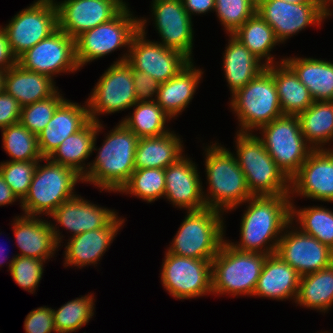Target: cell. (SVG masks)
<instances>
[{"label": "cell", "instance_id": "1", "mask_svg": "<svg viewBox=\"0 0 333 333\" xmlns=\"http://www.w3.org/2000/svg\"><path fill=\"white\" fill-rule=\"evenodd\" d=\"M241 217L240 239L228 243L243 252L274 254L285 227L291 222L290 195L252 196Z\"/></svg>", "mask_w": 333, "mask_h": 333}, {"label": "cell", "instance_id": "2", "mask_svg": "<svg viewBox=\"0 0 333 333\" xmlns=\"http://www.w3.org/2000/svg\"><path fill=\"white\" fill-rule=\"evenodd\" d=\"M117 124L106 134L102 146L97 149V135L105 127L103 123H98L92 150L98 152L82 177L84 183L95 185L101 189L100 192L118 193L135 170L134 160L139 138L121 121Z\"/></svg>", "mask_w": 333, "mask_h": 333}, {"label": "cell", "instance_id": "3", "mask_svg": "<svg viewBox=\"0 0 333 333\" xmlns=\"http://www.w3.org/2000/svg\"><path fill=\"white\" fill-rule=\"evenodd\" d=\"M205 172L209 187L203 192L206 207L222 213L235 210L252 197L246 177L238 165L237 159L221 143L204 147Z\"/></svg>", "mask_w": 333, "mask_h": 333}, {"label": "cell", "instance_id": "4", "mask_svg": "<svg viewBox=\"0 0 333 333\" xmlns=\"http://www.w3.org/2000/svg\"><path fill=\"white\" fill-rule=\"evenodd\" d=\"M43 161L47 163L40 164ZM80 181L83 183L82 176L72 168L43 158L36 166L27 195L19 202L23 215L49 218L63 202L77 195L74 187Z\"/></svg>", "mask_w": 333, "mask_h": 333}, {"label": "cell", "instance_id": "5", "mask_svg": "<svg viewBox=\"0 0 333 333\" xmlns=\"http://www.w3.org/2000/svg\"><path fill=\"white\" fill-rule=\"evenodd\" d=\"M186 213L166 251L187 258L212 260L226 239L224 213L209 207Z\"/></svg>", "mask_w": 333, "mask_h": 333}, {"label": "cell", "instance_id": "6", "mask_svg": "<svg viewBox=\"0 0 333 333\" xmlns=\"http://www.w3.org/2000/svg\"><path fill=\"white\" fill-rule=\"evenodd\" d=\"M234 154L252 196L290 195V179L277 166L254 133L235 135Z\"/></svg>", "mask_w": 333, "mask_h": 333}, {"label": "cell", "instance_id": "7", "mask_svg": "<svg viewBox=\"0 0 333 333\" xmlns=\"http://www.w3.org/2000/svg\"><path fill=\"white\" fill-rule=\"evenodd\" d=\"M266 257L239 251L226 239L212 259V294L253 297Z\"/></svg>", "mask_w": 333, "mask_h": 333}, {"label": "cell", "instance_id": "8", "mask_svg": "<svg viewBox=\"0 0 333 333\" xmlns=\"http://www.w3.org/2000/svg\"><path fill=\"white\" fill-rule=\"evenodd\" d=\"M230 98V108L236 113L237 132L240 133L258 131L283 115L274 78L267 68Z\"/></svg>", "mask_w": 333, "mask_h": 333}, {"label": "cell", "instance_id": "9", "mask_svg": "<svg viewBox=\"0 0 333 333\" xmlns=\"http://www.w3.org/2000/svg\"><path fill=\"white\" fill-rule=\"evenodd\" d=\"M138 31L139 18L133 15L127 4L114 18L83 32L75 39L79 68L122 47H127V51L114 63L127 61L131 40Z\"/></svg>", "mask_w": 333, "mask_h": 333}, {"label": "cell", "instance_id": "10", "mask_svg": "<svg viewBox=\"0 0 333 333\" xmlns=\"http://www.w3.org/2000/svg\"><path fill=\"white\" fill-rule=\"evenodd\" d=\"M257 137L284 174L291 179L313 149L306 142L297 115H282L260 127Z\"/></svg>", "mask_w": 333, "mask_h": 333}, {"label": "cell", "instance_id": "11", "mask_svg": "<svg viewBox=\"0 0 333 333\" xmlns=\"http://www.w3.org/2000/svg\"><path fill=\"white\" fill-rule=\"evenodd\" d=\"M5 30L12 54L16 59L58 29V10L55 0H36L19 11Z\"/></svg>", "mask_w": 333, "mask_h": 333}, {"label": "cell", "instance_id": "12", "mask_svg": "<svg viewBox=\"0 0 333 333\" xmlns=\"http://www.w3.org/2000/svg\"><path fill=\"white\" fill-rule=\"evenodd\" d=\"M161 282L175 299L199 298L212 294V260L193 259L165 252Z\"/></svg>", "mask_w": 333, "mask_h": 333}, {"label": "cell", "instance_id": "13", "mask_svg": "<svg viewBox=\"0 0 333 333\" xmlns=\"http://www.w3.org/2000/svg\"><path fill=\"white\" fill-rule=\"evenodd\" d=\"M147 21L148 18H139V31L131 40L127 62L161 84L177 75L191 60L181 52L146 39Z\"/></svg>", "mask_w": 333, "mask_h": 333}, {"label": "cell", "instance_id": "14", "mask_svg": "<svg viewBox=\"0 0 333 333\" xmlns=\"http://www.w3.org/2000/svg\"><path fill=\"white\" fill-rule=\"evenodd\" d=\"M90 120L99 115L130 109L136 102L132 67L127 62L113 63L104 71L87 99Z\"/></svg>", "mask_w": 333, "mask_h": 333}, {"label": "cell", "instance_id": "15", "mask_svg": "<svg viewBox=\"0 0 333 333\" xmlns=\"http://www.w3.org/2000/svg\"><path fill=\"white\" fill-rule=\"evenodd\" d=\"M17 64L53 80L56 74L75 73L80 69L76 61L75 39L59 28L19 56Z\"/></svg>", "mask_w": 333, "mask_h": 333}, {"label": "cell", "instance_id": "16", "mask_svg": "<svg viewBox=\"0 0 333 333\" xmlns=\"http://www.w3.org/2000/svg\"><path fill=\"white\" fill-rule=\"evenodd\" d=\"M256 12L272 27L282 44L310 25L320 26L329 17L321 3L295 4L284 0H257Z\"/></svg>", "mask_w": 333, "mask_h": 333}, {"label": "cell", "instance_id": "17", "mask_svg": "<svg viewBox=\"0 0 333 333\" xmlns=\"http://www.w3.org/2000/svg\"><path fill=\"white\" fill-rule=\"evenodd\" d=\"M290 222L284 229L276 254L300 276L311 274L333 264V250L315 237L301 232Z\"/></svg>", "mask_w": 333, "mask_h": 333}, {"label": "cell", "instance_id": "18", "mask_svg": "<svg viewBox=\"0 0 333 333\" xmlns=\"http://www.w3.org/2000/svg\"><path fill=\"white\" fill-rule=\"evenodd\" d=\"M58 28L73 39L114 18L127 3L123 0L56 1Z\"/></svg>", "mask_w": 333, "mask_h": 333}, {"label": "cell", "instance_id": "19", "mask_svg": "<svg viewBox=\"0 0 333 333\" xmlns=\"http://www.w3.org/2000/svg\"><path fill=\"white\" fill-rule=\"evenodd\" d=\"M152 20L161 43L174 49L193 61V23L183 7L182 0H152Z\"/></svg>", "mask_w": 333, "mask_h": 333}, {"label": "cell", "instance_id": "20", "mask_svg": "<svg viewBox=\"0 0 333 333\" xmlns=\"http://www.w3.org/2000/svg\"><path fill=\"white\" fill-rule=\"evenodd\" d=\"M117 213L114 209L101 207L77 194L72 199L63 202L49 216L56 223L53 224L51 220L49 221L56 243L61 247L64 236L61 235L59 227H57L58 224L72 234L70 237H74L107 226L118 215Z\"/></svg>", "mask_w": 333, "mask_h": 333}, {"label": "cell", "instance_id": "21", "mask_svg": "<svg viewBox=\"0 0 333 333\" xmlns=\"http://www.w3.org/2000/svg\"><path fill=\"white\" fill-rule=\"evenodd\" d=\"M292 195V196H291ZM294 195L333 203V151L313 150L290 179V198Z\"/></svg>", "mask_w": 333, "mask_h": 333}, {"label": "cell", "instance_id": "22", "mask_svg": "<svg viewBox=\"0 0 333 333\" xmlns=\"http://www.w3.org/2000/svg\"><path fill=\"white\" fill-rule=\"evenodd\" d=\"M164 198L180 209L200 210L206 207L203 184L195 162L183 155L164 169Z\"/></svg>", "mask_w": 333, "mask_h": 333}, {"label": "cell", "instance_id": "23", "mask_svg": "<svg viewBox=\"0 0 333 333\" xmlns=\"http://www.w3.org/2000/svg\"><path fill=\"white\" fill-rule=\"evenodd\" d=\"M124 222L125 219L117 215L103 228L70 237L65 246L64 267L76 266L81 269L91 264L95 267L113 243Z\"/></svg>", "mask_w": 333, "mask_h": 333}, {"label": "cell", "instance_id": "24", "mask_svg": "<svg viewBox=\"0 0 333 333\" xmlns=\"http://www.w3.org/2000/svg\"><path fill=\"white\" fill-rule=\"evenodd\" d=\"M65 99L56 109L46 127L37 135L38 148L48 158L70 135L82 129L89 121L88 105Z\"/></svg>", "mask_w": 333, "mask_h": 333}, {"label": "cell", "instance_id": "25", "mask_svg": "<svg viewBox=\"0 0 333 333\" xmlns=\"http://www.w3.org/2000/svg\"><path fill=\"white\" fill-rule=\"evenodd\" d=\"M19 216H15L12 224L17 247L21 251L17 256L49 261L59 248L50 221L39 216Z\"/></svg>", "mask_w": 333, "mask_h": 333}, {"label": "cell", "instance_id": "26", "mask_svg": "<svg viewBox=\"0 0 333 333\" xmlns=\"http://www.w3.org/2000/svg\"><path fill=\"white\" fill-rule=\"evenodd\" d=\"M301 276L278 254L267 255L254 296L295 302Z\"/></svg>", "mask_w": 333, "mask_h": 333}, {"label": "cell", "instance_id": "27", "mask_svg": "<svg viewBox=\"0 0 333 333\" xmlns=\"http://www.w3.org/2000/svg\"><path fill=\"white\" fill-rule=\"evenodd\" d=\"M204 71L191 61L168 81L159 85L156 103L174 119L188 107L203 78Z\"/></svg>", "mask_w": 333, "mask_h": 333}, {"label": "cell", "instance_id": "28", "mask_svg": "<svg viewBox=\"0 0 333 333\" xmlns=\"http://www.w3.org/2000/svg\"><path fill=\"white\" fill-rule=\"evenodd\" d=\"M55 84L48 75L26 70L17 63L6 71L4 77V90L21 107L52 96L58 90Z\"/></svg>", "mask_w": 333, "mask_h": 333}, {"label": "cell", "instance_id": "29", "mask_svg": "<svg viewBox=\"0 0 333 333\" xmlns=\"http://www.w3.org/2000/svg\"><path fill=\"white\" fill-rule=\"evenodd\" d=\"M223 53V69L231 94L253 80L266 65L232 34Z\"/></svg>", "mask_w": 333, "mask_h": 333}, {"label": "cell", "instance_id": "30", "mask_svg": "<svg viewBox=\"0 0 333 333\" xmlns=\"http://www.w3.org/2000/svg\"><path fill=\"white\" fill-rule=\"evenodd\" d=\"M182 143L174 131L159 137L140 138L135 152V169H166L184 155Z\"/></svg>", "mask_w": 333, "mask_h": 333}, {"label": "cell", "instance_id": "31", "mask_svg": "<svg viewBox=\"0 0 333 333\" xmlns=\"http://www.w3.org/2000/svg\"><path fill=\"white\" fill-rule=\"evenodd\" d=\"M284 61L308 88L314 101H333V62L297 56H287Z\"/></svg>", "mask_w": 333, "mask_h": 333}, {"label": "cell", "instance_id": "32", "mask_svg": "<svg viewBox=\"0 0 333 333\" xmlns=\"http://www.w3.org/2000/svg\"><path fill=\"white\" fill-rule=\"evenodd\" d=\"M266 68L274 78L283 115H298L313 104L308 88L285 61Z\"/></svg>", "mask_w": 333, "mask_h": 333}, {"label": "cell", "instance_id": "33", "mask_svg": "<svg viewBox=\"0 0 333 333\" xmlns=\"http://www.w3.org/2000/svg\"><path fill=\"white\" fill-rule=\"evenodd\" d=\"M98 130V123L90 120L82 129L70 135L48 157L56 164L64 165L75 170L82 177L87 173L91 162L88 161L93 153V143Z\"/></svg>", "mask_w": 333, "mask_h": 333}, {"label": "cell", "instance_id": "34", "mask_svg": "<svg viewBox=\"0 0 333 333\" xmlns=\"http://www.w3.org/2000/svg\"><path fill=\"white\" fill-rule=\"evenodd\" d=\"M297 117L301 132L313 150H331L325 145L330 146L333 141V101H314Z\"/></svg>", "mask_w": 333, "mask_h": 333}, {"label": "cell", "instance_id": "35", "mask_svg": "<svg viewBox=\"0 0 333 333\" xmlns=\"http://www.w3.org/2000/svg\"><path fill=\"white\" fill-rule=\"evenodd\" d=\"M232 35L262 62L264 60L266 66L283 62L285 59L283 57L277 62L274 60L276 58L270 52L281 43L277 40L272 27L257 12Z\"/></svg>", "mask_w": 333, "mask_h": 333}, {"label": "cell", "instance_id": "36", "mask_svg": "<svg viewBox=\"0 0 333 333\" xmlns=\"http://www.w3.org/2000/svg\"><path fill=\"white\" fill-rule=\"evenodd\" d=\"M295 303L323 313L333 306V264L301 276Z\"/></svg>", "mask_w": 333, "mask_h": 333}, {"label": "cell", "instance_id": "37", "mask_svg": "<svg viewBox=\"0 0 333 333\" xmlns=\"http://www.w3.org/2000/svg\"><path fill=\"white\" fill-rule=\"evenodd\" d=\"M132 107V114L129 113L121 122L139 139L159 137L171 131L165 125L172 118L156 101L136 102Z\"/></svg>", "mask_w": 333, "mask_h": 333}, {"label": "cell", "instance_id": "38", "mask_svg": "<svg viewBox=\"0 0 333 333\" xmlns=\"http://www.w3.org/2000/svg\"><path fill=\"white\" fill-rule=\"evenodd\" d=\"M293 203L295 202H291V222H297L295 225L301 232L315 237L333 250V211L322 205L298 209Z\"/></svg>", "mask_w": 333, "mask_h": 333}, {"label": "cell", "instance_id": "39", "mask_svg": "<svg viewBox=\"0 0 333 333\" xmlns=\"http://www.w3.org/2000/svg\"><path fill=\"white\" fill-rule=\"evenodd\" d=\"M93 294L72 299L57 310L53 309L54 326L57 333H72L87 325L95 314Z\"/></svg>", "mask_w": 333, "mask_h": 333}, {"label": "cell", "instance_id": "40", "mask_svg": "<svg viewBox=\"0 0 333 333\" xmlns=\"http://www.w3.org/2000/svg\"><path fill=\"white\" fill-rule=\"evenodd\" d=\"M2 131V148L11 160L6 161H32L42 160L38 148L37 135L30 132L20 122L9 125L1 129Z\"/></svg>", "mask_w": 333, "mask_h": 333}, {"label": "cell", "instance_id": "41", "mask_svg": "<svg viewBox=\"0 0 333 333\" xmlns=\"http://www.w3.org/2000/svg\"><path fill=\"white\" fill-rule=\"evenodd\" d=\"M130 194L152 203L165 194V173L160 168L135 169L128 182L118 192Z\"/></svg>", "mask_w": 333, "mask_h": 333}, {"label": "cell", "instance_id": "42", "mask_svg": "<svg viewBox=\"0 0 333 333\" xmlns=\"http://www.w3.org/2000/svg\"><path fill=\"white\" fill-rule=\"evenodd\" d=\"M257 9V0H215V14L227 34H233Z\"/></svg>", "mask_w": 333, "mask_h": 333}, {"label": "cell", "instance_id": "43", "mask_svg": "<svg viewBox=\"0 0 333 333\" xmlns=\"http://www.w3.org/2000/svg\"><path fill=\"white\" fill-rule=\"evenodd\" d=\"M59 89L50 97L22 107L20 123L38 135L53 117L57 107L65 100Z\"/></svg>", "mask_w": 333, "mask_h": 333}, {"label": "cell", "instance_id": "44", "mask_svg": "<svg viewBox=\"0 0 333 333\" xmlns=\"http://www.w3.org/2000/svg\"><path fill=\"white\" fill-rule=\"evenodd\" d=\"M45 263V260L17 255L7 262L15 283L32 294L42 279Z\"/></svg>", "mask_w": 333, "mask_h": 333}, {"label": "cell", "instance_id": "45", "mask_svg": "<svg viewBox=\"0 0 333 333\" xmlns=\"http://www.w3.org/2000/svg\"><path fill=\"white\" fill-rule=\"evenodd\" d=\"M39 161L41 160L0 162V172L4 177L5 183L10 187L20 202L27 195Z\"/></svg>", "mask_w": 333, "mask_h": 333}, {"label": "cell", "instance_id": "46", "mask_svg": "<svg viewBox=\"0 0 333 333\" xmlns=\"http://www.w3.org/2000/svg\"><path fill=\"white\" fill-rule=\"evenodd\" d=\"M25 333L56 332L53 319V309L41 306L31 310L24 320Z\"/></svg>", "mask_w": 333, "mask_h": 333}, {"label": "cell", "instance_id": "47", "mask_svg": "<svg viewBox=\"0 0 333 333\" xmlns=\"http://www.w3.org/2000/svg\"><path fill=\"white\" fill-rule=\"evenodd\" d=\"M132 76L137 102L156 101L160 83L148 74L133 68Z\"/></svg>", "mask_w": 333, "mask_h": 333}, {"label": "cell", "instance_id": "48", "mask_svg": "<svg viewBox=\"0 0 333 333\" xmlns=\"http://www.w3.org/2000/svg\"><path fill=\"white\" fill-rule=\"evenodd\" d=\"M21 105L9 93H0V130L20 121Z\"/></svg>", "mask_w": 333, "mask_h": 333}, {"label": "cell", "instance_id": "49", "mask_svg": "<svg viewBox=\"0 0 333 333\" xmlns=\"http://www.w3.org/2000/svg\"><path fill=\"white\" fill-rule=\"evenodd\" d=\"M17 63L12 54L5 30L0 26V69L8 70Z\"/></svg>", "mask_w": 333, "mask_h": 333}, {"label": "cell", "instance_id": "50", "mask_svg": "<svg viewBox=\"0 0 333 333\" xmlns=\"http://www.w3.org/2000/svg\"><path fill=\"white\" fill-rule=\"evenodd\" d=\"M182 3L191 18L193 15L206 14L215 10V0H182Z\"/></svg>", "mask_w": 333, "mask_h": 333}, {"label": "cell", "instance_id": "51", "mask_svg": "<svg viewBox=\"0 0 333 333\" xmlns=\"http://www.w3.org/2000/svg\"><path fill=\"white\" fill-rule=\"evenodd\" d=\"M20 201L17 196L13 193L10 187L5 183L4 177L0 172V206L7 204H13V202Z\"/></svg>", "mask_w": 333, "mask_h": 333}, {"label": "cell", "instance_id": "52", "mask_svg": "<svg viewBox=\"0 0 333 333\" xmlns=\"http://www.w3.org/2000/svg\"><path fill=\"white\" fill-rule=\"evenodd\" d=\"M321 1V4H322V7L324 9V11L326 12V14L329 16H332L333 14V0H320ZM332 5V6H331ZM330 7H332L330 9ZM331 10V11H330Z\"/></svg>", "mask_w": 333, "mask_h": 333}, {"label": "cell", "instance_id": "53", "mask_svg": "<svg viewBox=\"0 0 333 333\" xmlns=\"http://www.w3.org/2000/svg\"><path fill=\"white\" fill-rule=\"evenodd\" d=\"M286 2L289 3H295V4H299V3H321L320 0H284Z\"/></svg>", "mask_w": 333, "mask_h": 333}, {"label": "cell", "instance_id": "54", "mask_svg": "<svg viewBox=\"0 0 333 333\" xmlns=\"http://www.w3.org/2000/svg\"><path fill=\"white\" fill-rule=\"evenodd\" d=\"M6 70L0 69V93L4 90V77Z\"/></svg>", "mask_w": 333, "mask_h": 333}, {"label": "cell", "instance_id": "55", "mask_svg": "<svg viewBox=\"0 0 333 333\" xmlns=\"http://www.w3.org/2000/svg\"><path fill=\"white\" fill-rule=\"evenodd\" d=\"M6 248L5 249H2L0 248V267H2L3 263H4V260L6 259L7 260V256H5L4 252H5ZM4 251V252H3ZM4 253V254H3ZM2 257V258H1ZM5 258V259H4Z\"/></svg>", "mask_w": 333, "mask_h": 333}]
</instances>
